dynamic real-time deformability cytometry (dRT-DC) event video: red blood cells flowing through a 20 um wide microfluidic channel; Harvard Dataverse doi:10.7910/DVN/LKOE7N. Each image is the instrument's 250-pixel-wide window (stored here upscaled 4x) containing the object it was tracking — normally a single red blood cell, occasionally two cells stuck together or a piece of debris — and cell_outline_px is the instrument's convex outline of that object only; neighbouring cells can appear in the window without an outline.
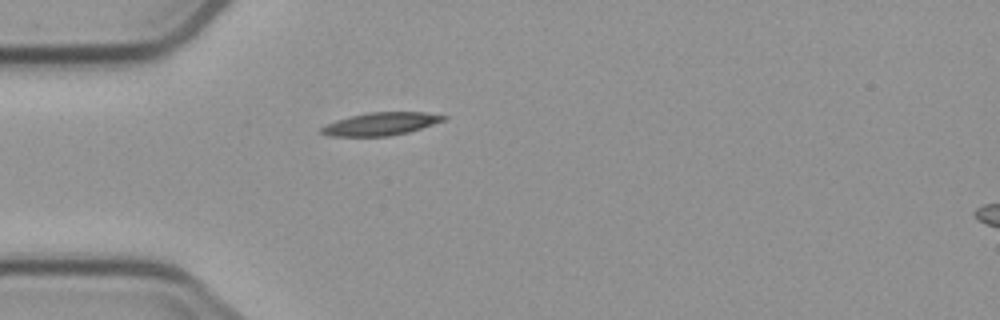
{"species": "common noctule bat (a hibernating species)", "species_latin": "Nyctalus noctula", "temperature_condition": "cold", "stored_images_in_passage": 1, "camera_frame_rate_fps": 3000, "um_per_image_px": 0.085, "animal": {"sex": "male", "body_mass_g": 23.1, "forearm_length_mm": 52.7}, "frame": {"image": 1, "passage_image": 1, "time_ms": 0.0, "image_size_px": [1000, 320], "cell_outline_px": [[448, 116], [444, 120], [408, 132], [388, 136], [332, 136], [320, 132], [320, 128], [336, 120], [368, 112], [424, 112]], "centroid_in_image_um": [32.37, 10.53], "position_along_channel_um": 52.6, "area_um2": 15.95}}